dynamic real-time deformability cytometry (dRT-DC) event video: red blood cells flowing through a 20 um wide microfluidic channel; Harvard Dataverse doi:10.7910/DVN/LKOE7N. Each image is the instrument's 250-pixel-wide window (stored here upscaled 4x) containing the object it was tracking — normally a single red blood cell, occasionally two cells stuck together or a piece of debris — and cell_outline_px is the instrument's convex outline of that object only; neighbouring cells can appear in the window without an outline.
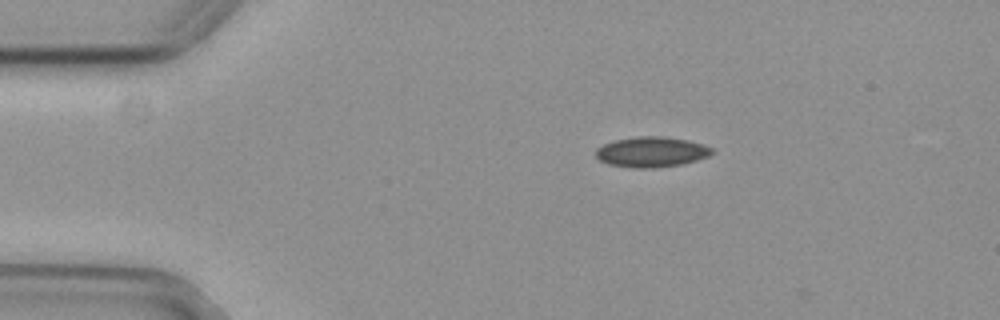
{"species": "common noctule bat (a hibernating species)", "species_latin": "Nyctalus noctula", "temperature_condition": "cold", "stored_images_in_passage": 46, "camera_frame_rate_fps": 3000, "um_per_image_px": 0.085, "animal": {"sex": "female", "body_mass_g": 29.2, "forearm_length_mm": 56.3}, "frame": {"image": 1, "passage_image": 1, "time_ms": 0.0, "image_size_px": [1000, 320], "cell_outline_px": [[716, 152], [708, 156], [696, 160], [680, 164], [652, 168], [632, 168], [608, 164], [600, 160], [596, 156], [596, 148], [604, 144], [616, 140], [636, 136], [664, 136], [688, 140], [704, 144], [712, 148]], "centroid_in_image_um": [55.39, 12.91], "position_along_channel_um": 29.6, "area_um2": 20.58}}
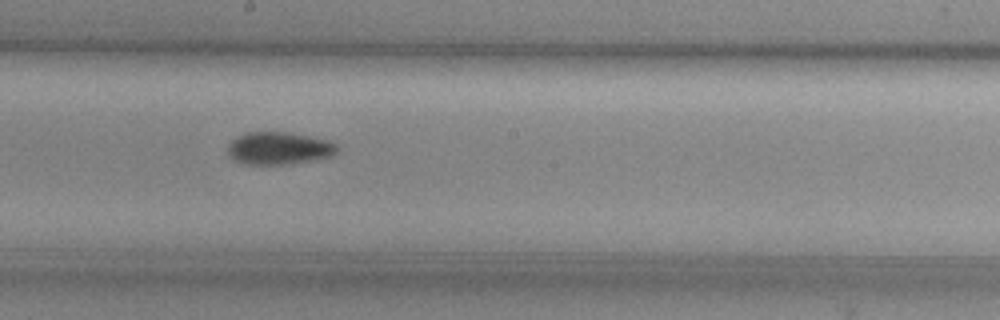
{"frame": {"image": 2, "passage_image": 21, "time_ms": 6.667, "image_size_px": [1000, 320], "cell_outline_px": [[336, 152], [332, 156], [284, 164], [244, 164], [228, 156], [228, 144], [236, 136], [244, 132], [288, 132], [328, 140], [336, 144]], "centroid_in_image_um": [23.65, 12.58], "position_along_channel_um": 224.6, "area_um2": 20.52}}
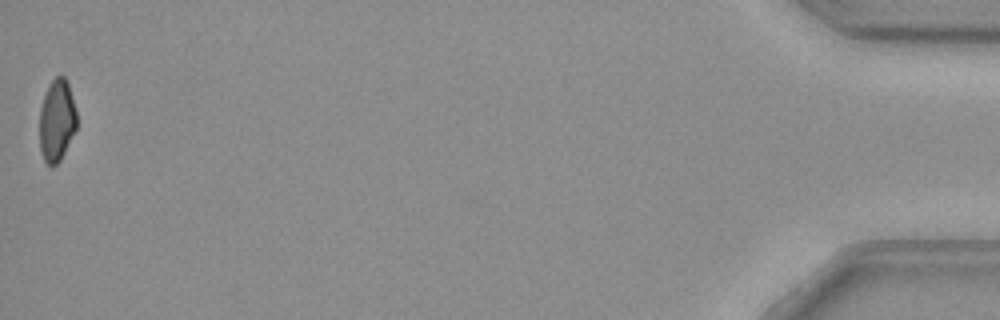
{"frame": {"image": 3, "passage_image": 46, "time_ms": 15.0, "image_size_px": [1000, 320], "cell_outline_px": [[76, 128], [60, 160], [52, 168], [44, 160], [40, 152], [40, 108], [48, 84], [56, 76], [64, 76], [68, 84], [76, 112]], "centroid_in_image_um": [4.81, 10.25], "position_along_channel_um": 430.4, "area_um2": 17.57}}